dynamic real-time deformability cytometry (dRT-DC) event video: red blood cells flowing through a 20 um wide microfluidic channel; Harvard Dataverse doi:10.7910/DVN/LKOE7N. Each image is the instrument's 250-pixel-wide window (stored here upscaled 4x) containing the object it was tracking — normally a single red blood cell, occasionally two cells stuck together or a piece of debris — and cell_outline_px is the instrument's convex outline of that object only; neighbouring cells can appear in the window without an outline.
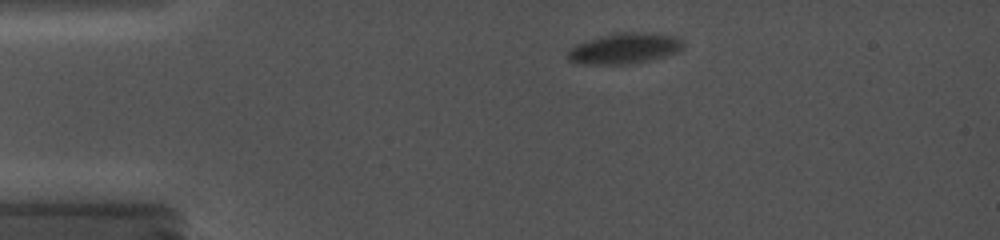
{"species": "common noctule bat (a hibernating species)", "species_latin": "Nyctalus noctula", "temperature_condition": "cold", "stored_images_in_passage": 32, "camera_frame_rate_fps": 5000, "um_per_image_px": 0.085, "animal": {"sex": "female", "body_mass_g": 19.0, "forearm_length_mm": 56.7}, "frame": {"image": 1, "passage_image": 2, "time_ms": 0.4, "image_size_px": [1000, 240], "cell_outline_px": [[684, 44], [676, 52], [664, 56], [648, 60], [628, 64], [580, 64], [568, 60], [568, 52], [576, 44], [612, 32], [648, 32], [676, 36]], "centroid_in_image_um": [53.06, 4.1], "position_along_channel_um": 31.9, "area_um2": 20.52}}
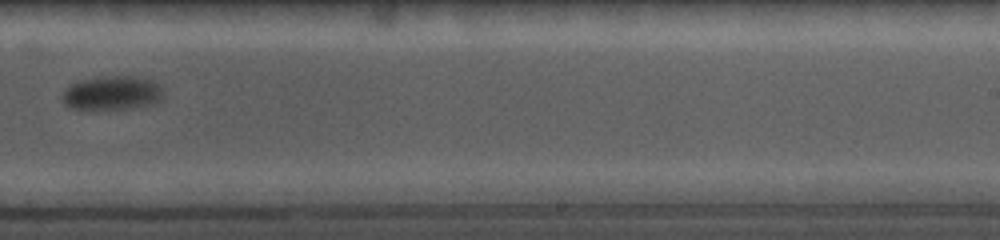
{"frame": {"image": 2, "passage_image": 20, "time_ms": 8.6, "image_size_px": [1000, 240], "cell_outline_px": [[164, 96], [156, 104], [132, 108], [96, 112], [72, 108], [64, 104], [60, 100], [60, 96], [64, 88], [80, 80], [104, 76], [132, 76], [152, 80], [164, 92]], "centroid_in_image_um": [9.47, 7.96], "position_along_channel_um": 279.5, "area_um2": 20.92}}
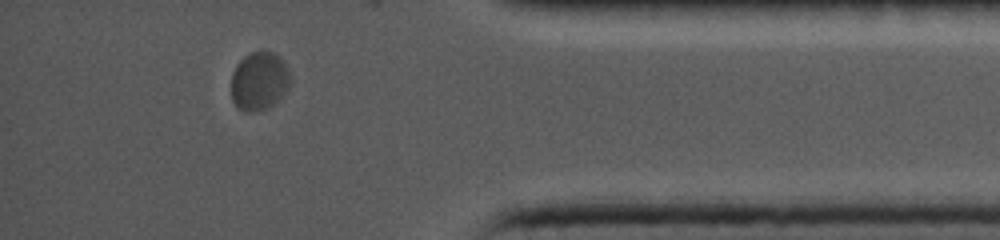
{"frame": {"image": 3, "passage_image": 29, "time_ms": 12.6, "image_size_px": [1000, 240], "cell_outline_px": [[292, 80], [288, 88], [268, 108], [252, 112], [244, 112], [232, 100], [232, 72], [236, 64], [244, 56], [252, 52], [272, 52], [288, 68]], "centroid_in_image_um": [22.02, 6.9], "position_along_channel_um": 413.2, "area_um2": 19.83}}